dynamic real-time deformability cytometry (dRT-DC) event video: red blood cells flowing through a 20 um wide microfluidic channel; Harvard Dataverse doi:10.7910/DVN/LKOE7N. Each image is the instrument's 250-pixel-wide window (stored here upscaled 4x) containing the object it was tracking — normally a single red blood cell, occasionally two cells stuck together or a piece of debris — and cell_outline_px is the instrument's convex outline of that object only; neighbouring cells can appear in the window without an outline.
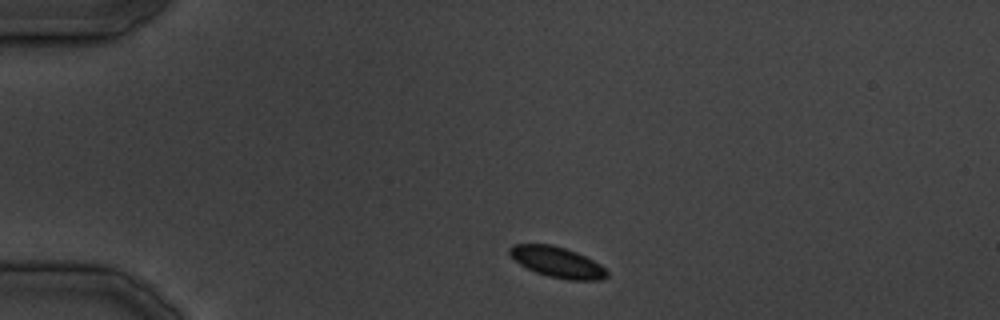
{"species": "common noctule bat (a hibernating species)", "species_latin": "Nyctalus noctula", "temperature_condition": "cold", "stored_images_in_passage": 30, "camera_frame_rate_fps": 3000, "um_per_image_px": 0.085, "animal": {"sex": "male", "body_mass_g": 19.5, "forearm_length_mm": 54.6}, "frame": {"image": 1, "passage_image": 1, "time_ms": 0.0, "image_size_px": [1000, 320], "cell_outline_px": [[608, 276], [604, 280], [568, 280], [548, 276], [536, 272], [520, 264], [508, 252], [508, 248], [512, 244], [552, 244], [576, 252], [600, 264], [608, 272]], "centroid_in_image_um": [47.38, 22.28], "position_along_channel_um": 37.6, "area_um2": 17.28}}
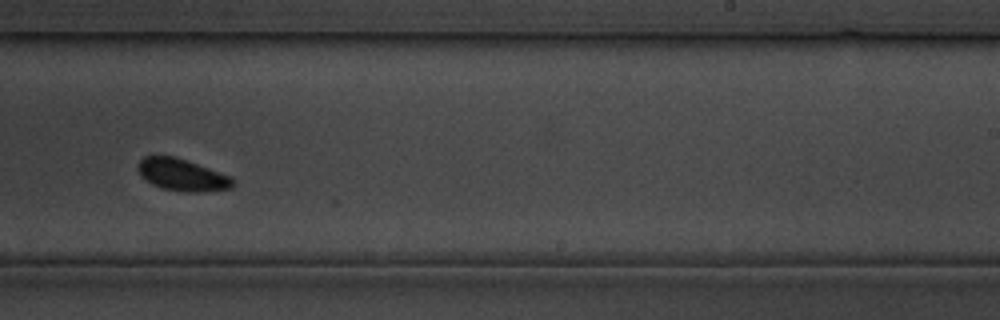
{"frame": {"image": 2, "passage_image": 16, "time_ms": 19.333, "image_size_px": [1000, 320], "cell_outline_px": [[236, 184], [232, 188], [196, 192], [188, 192], [164, 188], [152, 184], [140, 176], [136, 168], [136, 164], [144, 156], [176, 156], [232, 176]], "centroid_in_image_um": [15.48, 14.85], "position_along_channel_um": 273.5, "area_um2": 17.86}}
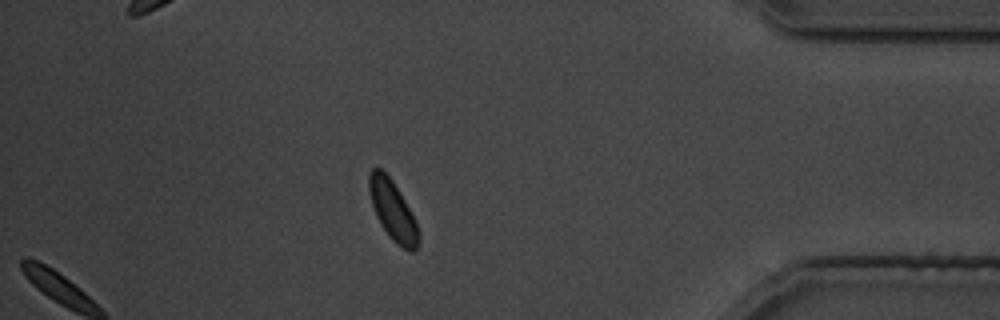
{"frame": {"image": 3, "passage_image": 25, "time_ms": 30.333, "image_size_px": [1000, 320], "cell_outline_px": [[420, 240], [416, 248], [412, 252], [408, 252], [396, 244], [392, 240], [380, 224], [376, 216], [372, 204], [368, 188], [368, 176], [372, 168], [376, 164], [392, 180], [416, 220], [420, 232]], "centroid_in_image_um": [33.39, 17.91], "position_along_channel_um": 401.8, "area_um2": 17.4}}